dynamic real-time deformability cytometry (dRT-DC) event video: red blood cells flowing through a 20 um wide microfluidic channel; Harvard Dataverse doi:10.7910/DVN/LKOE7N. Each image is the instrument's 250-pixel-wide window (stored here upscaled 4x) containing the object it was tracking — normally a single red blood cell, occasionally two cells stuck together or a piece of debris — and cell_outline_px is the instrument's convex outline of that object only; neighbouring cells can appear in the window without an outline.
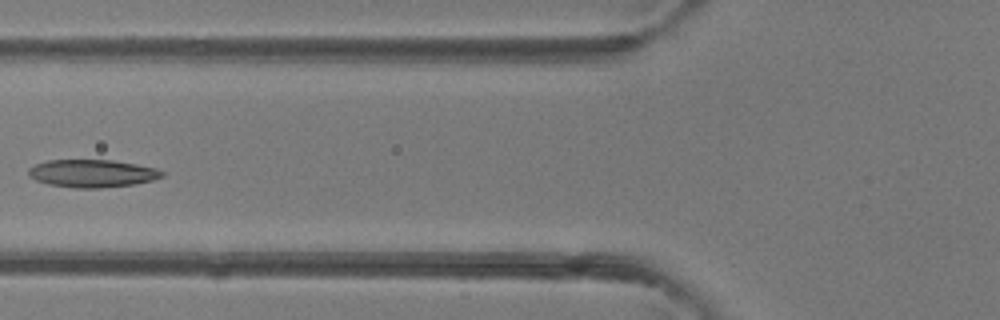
{"species": "common noctule bat (a hibernating species)", "species_latin": "Nyctalus noctula", "temperature_condition": "room temperature", "stored_images_in_passage": 6, "camera_frame_rate_fps": 3000, "um_per_image_px": 0.085, "animal": {"sex": "female"}, "frame": {"image": 1, "passage_image": 6, "time_ms": 5.667, "image_size_px": [1000, 320], "cell_outline_px": [[164, 176], [152, 180], [136, 184], [100, 188], [72, 188], [48, 184], [36, 180], [28, 176], [28, 168], [36, 164], [48, 160], [112, 160], [136, 164], [156, 168], [164, 172]], "centroid_in_image_um": [7.83, 14.74], "position_along_channel_um": 118.0, "area_um2": 21.68}}